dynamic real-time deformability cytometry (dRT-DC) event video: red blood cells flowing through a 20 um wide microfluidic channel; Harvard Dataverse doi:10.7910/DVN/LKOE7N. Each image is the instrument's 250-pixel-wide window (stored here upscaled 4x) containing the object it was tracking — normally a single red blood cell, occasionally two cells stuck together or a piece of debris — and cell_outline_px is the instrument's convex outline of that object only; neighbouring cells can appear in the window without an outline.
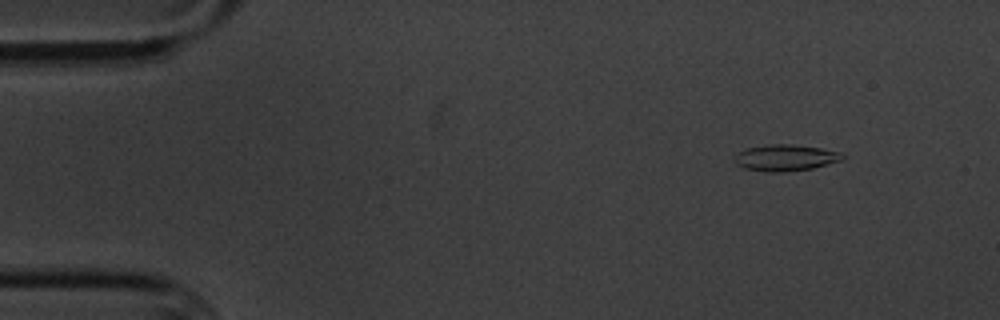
{"species": "common noctule bat (a hibernating species)", "species_latin": "Nyctalus noctula", "temperature_condition": "cold", "stored_images_in_passage": 5, "camera_frame_rate_fps": 3000, "um_per_image_px": 0.085, "animal": {"sex": "male", "body_mass_g": 20.1, "forearm_length_mm": 53.5}, "frame": {"image": 1, "passage_image": 2, "time_ms": 1.333, "image_size_px": [1000, 320], "cell_outline_px": [[848, 156], [844, 160], [812, 168], [784, 172], [764, 172], [744, 168], [736, 164], [732, 160], [732, 156], [736, 152], [748, 148], [768, 144], [792, 144], [820, 148], [844, 152]], "centroid_in_image_um": [66.77, 13.41], "position_along_channel_um": 18.2, "area_um2": 17.05}}